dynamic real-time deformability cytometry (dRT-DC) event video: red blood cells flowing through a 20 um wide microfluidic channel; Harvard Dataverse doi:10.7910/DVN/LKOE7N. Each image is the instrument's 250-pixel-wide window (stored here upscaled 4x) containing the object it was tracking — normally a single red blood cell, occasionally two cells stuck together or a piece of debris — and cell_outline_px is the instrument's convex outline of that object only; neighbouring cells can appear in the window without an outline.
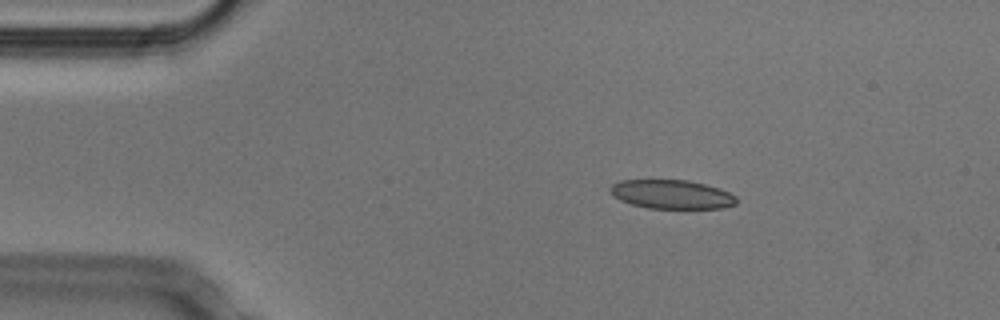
{"species": "Egyptian fruit bat (a non-hibernating species)", "species_latin": "Rousettus aegyptiacus", "temperature_condition": "cold", "stored_images_in_passage": 46, "camera_frame_rate_fps": 3000, "um_per_image_px": 0.085, "animal": {"sex": "male"}, "frame": {"image": 1, "passage_image": 3, "time_ms": 0.667, "image_size_px": [1000, 320], "cell_outline_px": [[736, 204], [724, 208], [648, 208], [632, 204], [620, 200], [608, 188], [612, 184], [620, 180], [688, 180], [720, 188], [736, 196]], "centroid_in_image_um": [57.11, 16.51], "position_along_channel_um": 27.9, "area_um2": 21.15}}
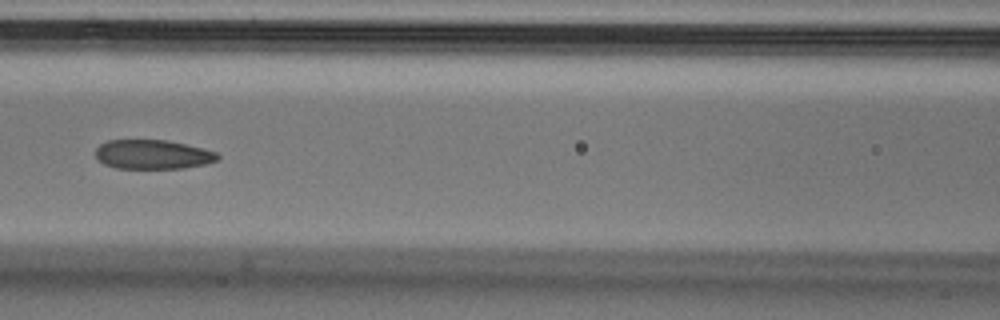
{"frame": {"image": 2, "passage_image": 17, "time_ms": 5.333, "image_size_px": [1000, 320], "cell_outline_px": [[220, 156], [216, 160], [204, 164], [184, 168], [116, 168], [104, 164], [96, 156], [96, 148], [100, 144], [108, 140], [164, 140], [204, 148], [216, 152]], "centroid_in_image_um": [12.97, 13.12], "position_along_channel_um": 153.6, "area_um2": 20.63}}
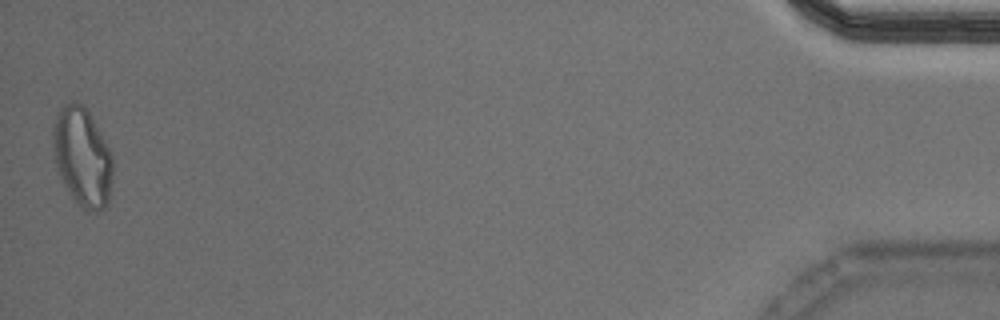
{"frame": {"image": 3, "passage_image": 46, "time_ms": 15.0, "image_size_px": [1000, 320], "cell_outline_px": [[112, 180], [108, 204], [100, 212], [88, 212], [72, 196], [60, 180], [56, 168], [52, 136], [52, 128], [56, 116], [72, 100], [76, 100], [84, 104], [100, 132], [112, 156]], "centroid_in_image_um": [7.0, 13.37], "position_along_channel_um": 428.2, "area_um2": 34.33}, "authors_computed_cell_mechanics": {"area_um2": 22.6287, "velocity_mm_per_s": 3.8012, "shape_relaxation_time_tau1_ms": 7.5232, "shape_relaxation_time_tau2_ms": 2.1254, "deformation_change_tau1": 0.1603, "deformation_change_tau2": 0.0936}}